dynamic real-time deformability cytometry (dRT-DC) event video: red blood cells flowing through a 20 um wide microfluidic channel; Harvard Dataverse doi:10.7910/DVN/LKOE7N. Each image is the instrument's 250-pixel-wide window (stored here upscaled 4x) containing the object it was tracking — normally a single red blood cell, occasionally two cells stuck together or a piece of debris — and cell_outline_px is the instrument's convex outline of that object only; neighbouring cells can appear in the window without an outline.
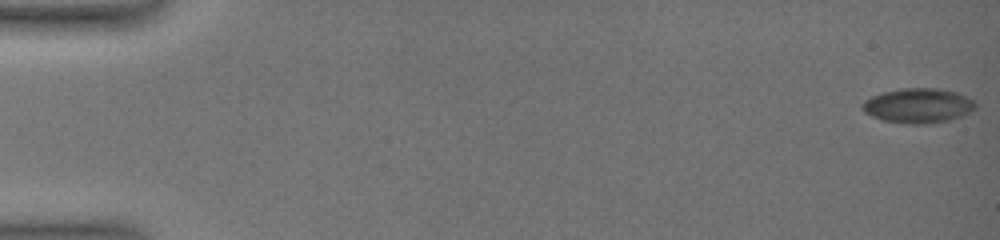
{"species": "common noctule bat (a hibernating species)", "species_latin": "Nyctalus noctula", "temperature_condition": "warm", "stored_images_in_passage": 9, "camera_frame_rate_fps": 3000, "um_per_image_px": 0.085, "animal": {"sex": "female", "body_mass_g": 19.0, "forearm_length_mm": 51.5}, "frame": {"image": 1, "passage_image": 1, "time_ms": 0.0, "image_size_px": [1000, 240], "cell_outline_px": [[976, 108], [972, 112], [948, 120], [924, 124], [904, 124], [884, 120], [872, 116], [864, 112], [860, 108], [860, 104], [864, 100], [872, 96], [884, 92], [900, 88], [936, 88], [956, 92], [972, 100], [976, 104]], "centroid_in_image_um": [78.01, 8.98], "position_along_channel_um": 7.0, "area_um2": 22.89}}
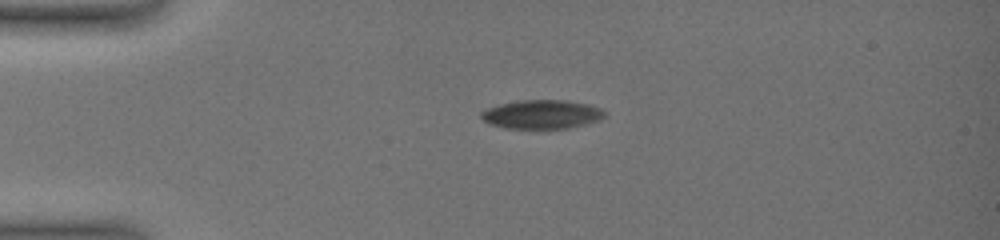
{"frame": {"image": 2, "passage_image": 7, "time_ms": 4.667, "image_size_px": [1000, 240], "cell_outline_px": [[608, 112], [600, 120], [568, 128], [504, 128], [492, 124], [484, 120], [480, 116], [480, 112], [488, 108], [500, 104], [516, 100], [564, 100], [588, 104], [600, 108]], "centroid_in_image_um": [46.07, 9.71], "position_along_channel_um": 38.9, "area_um2": 20.69}}